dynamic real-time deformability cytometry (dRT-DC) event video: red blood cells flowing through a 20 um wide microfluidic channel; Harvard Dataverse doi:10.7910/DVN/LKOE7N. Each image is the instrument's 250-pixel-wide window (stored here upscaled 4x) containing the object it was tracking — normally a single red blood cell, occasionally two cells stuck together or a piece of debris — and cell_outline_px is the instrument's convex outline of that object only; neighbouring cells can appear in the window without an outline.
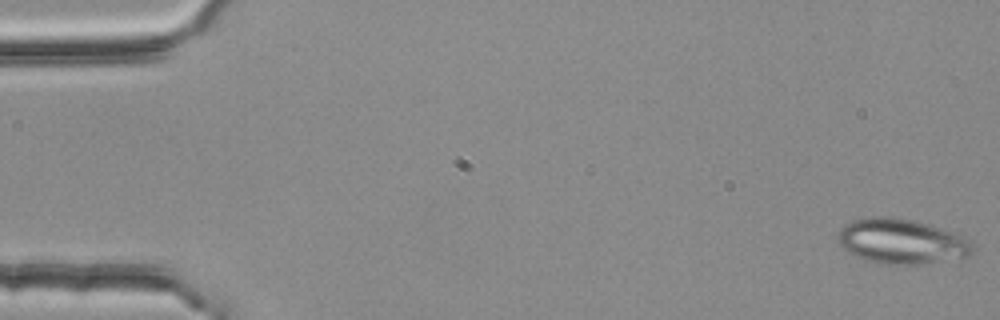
{"species": "common noctule bat (a hibernating species)", "species_latin": "Nyctalus noctula", "temperature_condition": "room temperature", "stored_images_in_passage": 53, "camera_frame_rate_fps": 3000, "um_per_image_px": 0.085, "animal": {"sex": "female", "body_mass_g": 25.1}, "frame": {"image": 1, "passage_image": 1, "time_ms": 0.0, "image_size_px": [1000, 320], "cell_outline_px": [[972, 252], [968, 256], [920, 264], [884, 264], [864, 260], [856, 256], [844, 248], [840, 244], [836, 236], [840, 228], [844, 224], [852, 220], [868, 216], [892, 216], [916, 220], [956, 232], [972, 240]], "centroid_in_image_um": [76.62, 20.48], "position_along_channel_um": 8.4, "area_um2": 35.72}}
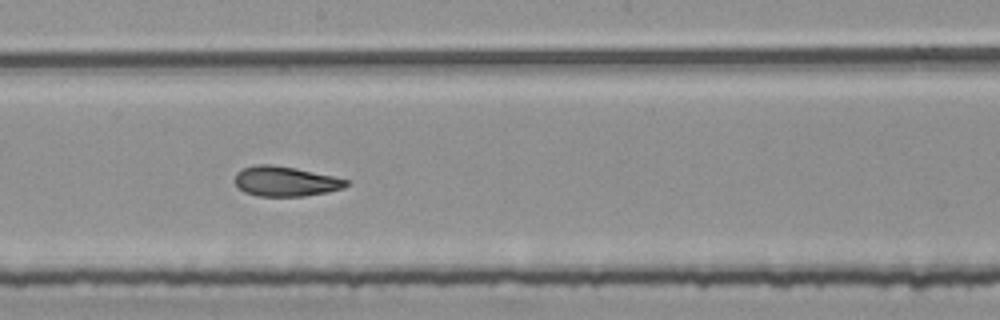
{"frame": {"image": 2, "passage_image": 30, "time_ms": 9.667, "image_size_px": [1000, 320], "cell_outline_px": [[348, 184], [344, 188], [328, 192], [304, 196], [256, 196], [244, 192], [232, 180], [236, 172], [244, 168], [256, 164], [272, 164], [296, 168], [332, 176], [348, 180]], "centroid_in_image_um": [24.22, 15.41], "position_along_channel_um": 224.0, "area_um2": 19.54}}
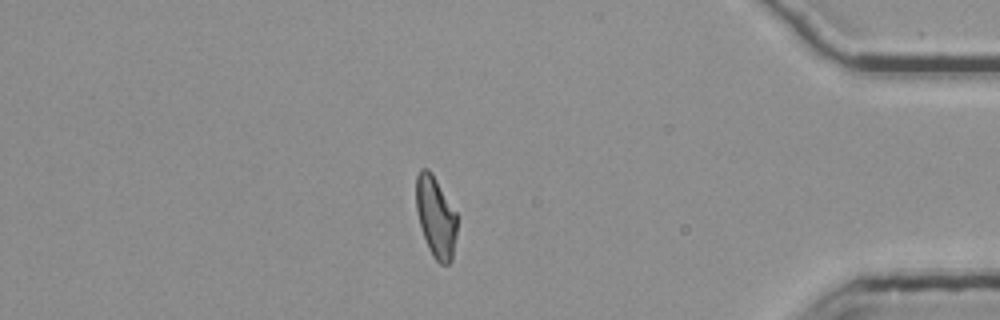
{"frame": {"image": 3, "passage_image": 47, "time_ms": 15.333, "image_size_px": [1000, 320], "cell_outline_px": [[456, 236], [452, 260], [448, 264], [440, 264], [432, 256], [428, 248], [420, 224], [416, 208], [416, 176], [420, 168], [428, 168], [456, 212]], "centroid_in_image_um": [37.03, 18.46], "position_along_channel_um": 398.2, "area_um2": 19.07}, "authors_computed_cell_mechanics": {"area_um2": 20.23, "velocity_mm_per_s": 3.7675, "shape_relaxation_time_tau1_ms": 7.6957, "shape_relaxation_time_tau2_ms": 3.3155, "deformation_change_tau1": 0.1828, "deformation_change_tau2": 0.1062}}